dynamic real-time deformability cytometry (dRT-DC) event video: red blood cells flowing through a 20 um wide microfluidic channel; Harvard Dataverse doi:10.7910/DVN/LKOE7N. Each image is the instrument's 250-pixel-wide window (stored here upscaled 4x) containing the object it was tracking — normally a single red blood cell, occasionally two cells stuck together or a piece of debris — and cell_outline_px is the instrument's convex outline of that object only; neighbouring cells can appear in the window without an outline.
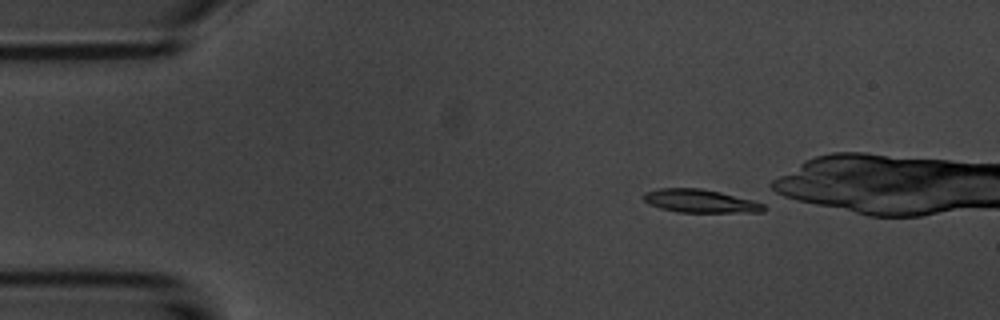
{"species": "common noctule bat (a hibernating species)", "species_latin": "Nyctalus noctula", "temperature_condition": "room temperature", "stored_images_in_passage": 36, "camera_frame_rate_fps": 3000, "um_per_image_px": 0.085, "animal": {"sex": "male", "body_mass_g": 20.1, "forearm_length_mm": 53.5}, "frame": {"image": 1, "passage_image": 1, "time_ms": 0.0, "image_size_px": [1000, 320], "cell_outline_px": [[764, 212], [676, 212], [660, 208], [648, 204], [640, 196], [644, 192], [660, 188], [700, 188], [764, 200]], "centroid_in_image_um": [59.59, 17.08], "position_along_channel_um": 25.4, "area_um2": 16.88}}
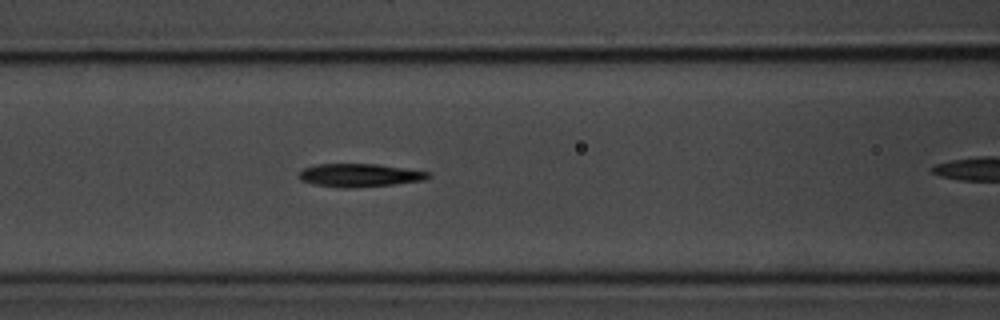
{"frame": {"image": 2, "passage_image": 15, "time_ms": 4.667, "image_size_px": [1000, 320], "cell_outline_px": [[432, 176], [424, 180], [396, 184], [356, 188], [340, 188], [316, 184], [300, 180], [296, 176], [304, 168], [316, 164], [376, 164], [432, 172]], "centroid_in_image_um": [30.59, 14.9], "position_along_channel_um": 136.0, "area_um2": 17.63}}
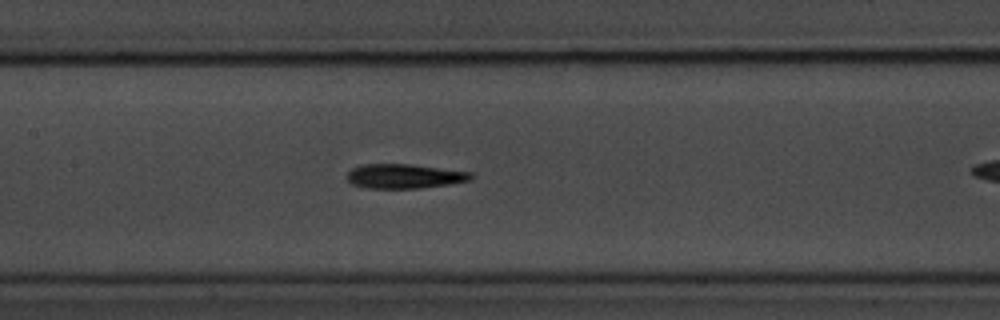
{"frame": {"image": 3, "passage_image": 18, "time_ms": 5.667, "image_size_px": [1000, 320], "cell_outline_px": [[472, 180], [448, 184], [420, 188], [368, 188], [352, 184], [344, 176], [352, 168], [364, 164], [412, 164], [472, 172]], "centroid_in_image_um": [34.36, 14.97], "position_along_channel_um": 173.0, "area_um2": 17.69}}